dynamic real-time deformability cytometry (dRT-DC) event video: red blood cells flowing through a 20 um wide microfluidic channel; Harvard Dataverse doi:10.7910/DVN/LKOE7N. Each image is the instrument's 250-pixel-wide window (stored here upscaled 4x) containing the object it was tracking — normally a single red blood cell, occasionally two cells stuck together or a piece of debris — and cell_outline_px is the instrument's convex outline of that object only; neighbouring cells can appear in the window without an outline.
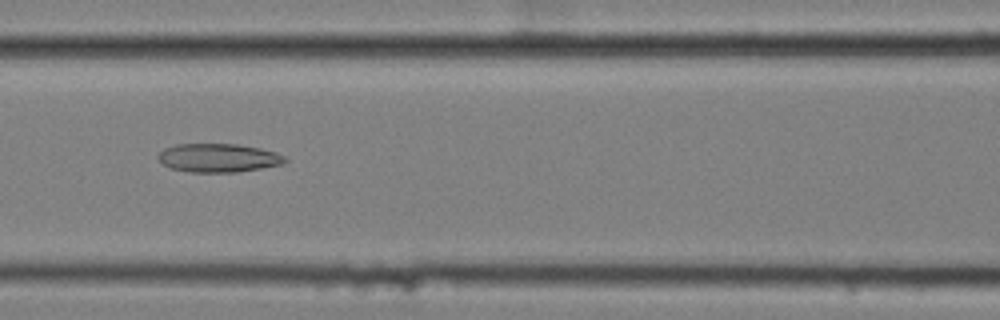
{"species": "common noctule bat (a hibernating species)", "species_latin": "Nyctalus noctula", "temperature_condition": "cold", "stored_images_in_passage": 5, "camera_frame_rate_fps": 3000, "um_per_image_px": 0.085, "animal": {"sex": "female", "body_mass_g": 25.1}, "frame": {"image": 1, "passage_image": 3, "time_ms": 0.667, "image_size_px": [1000, 320], "cell_outline_px": [[288, 160], [280, 164], [260, 168], [236, 172], [192, 172], [172, 168], [164, 164], [156, 156], [164, 148], [176, 144], [240, 144], [260, 148], [276, 152], [284, 156]], "centroid_in_image_um": [18.56, 13.41], "position_along_channel_um": 148.0, "area_um2": 20.98}}
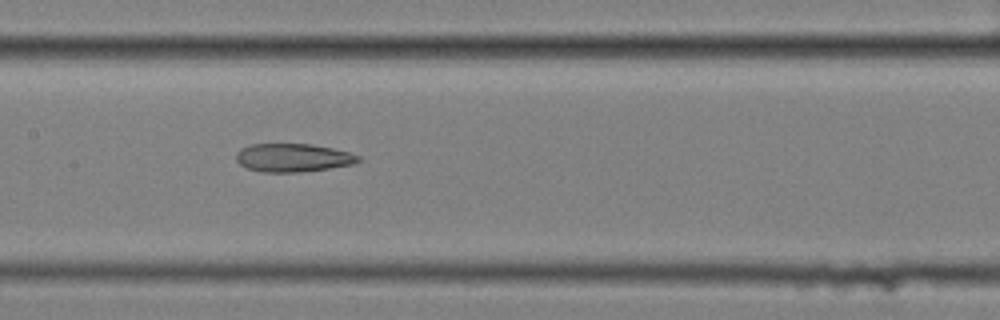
{"frame": {"image": 2, "passage_image": 4, "time_ms": 1.0, "image_size_px": [1000, 320], "cell_outline_px": [[360, 160], [352, 164], [328, 168], [300, 172], [260, 172], [248, 168], [240, 164], [236, 160], [236, 152], [240, 148], [252, 144], [312, 144], [332, 148], [348, 152], [360, 156]], "centroid_in_image_um": [24.87, 13.4], "position_along_channel_um": 182.5, "area_um2": 20.06}}
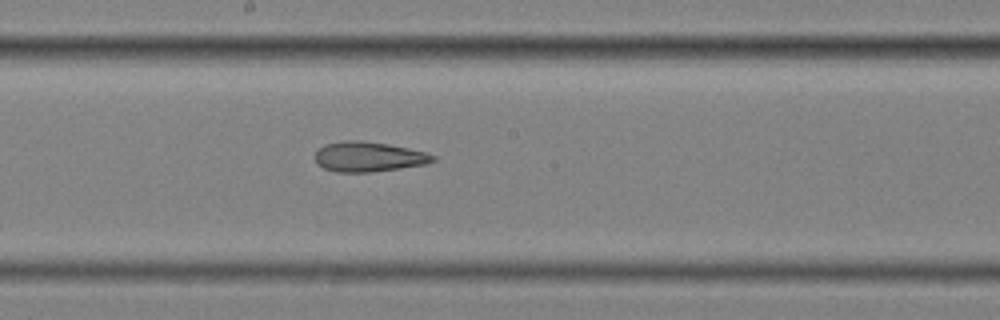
{"frame": {"image": 3, "passage_image": 5, "time_ms": 1.333, "image_size_px": [1000, 320], "cell_outline_px": [[436, 160], [424, 164], [400, 168], [372, 172], [336, 172], [324, 168], [316, 164], [316, 152], [324, 144], [344, 140], [360, 140], [388, 144], [408, 148], [424, 152], [436, 156]], "centroid_in_image_um": [31.3, 13.32], "position_along_channel_um": 216.9, "area_um2": 20.52}}